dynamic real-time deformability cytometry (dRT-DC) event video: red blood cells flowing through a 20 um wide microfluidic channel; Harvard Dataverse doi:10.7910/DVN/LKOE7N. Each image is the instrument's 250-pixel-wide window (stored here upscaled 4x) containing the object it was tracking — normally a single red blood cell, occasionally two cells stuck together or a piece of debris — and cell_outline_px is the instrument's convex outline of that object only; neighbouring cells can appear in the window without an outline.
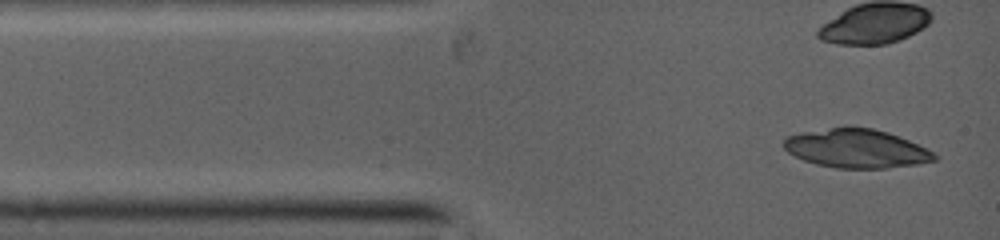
{"species": "common noctule bat (a hibernating species)", "species_latin": "Nyctalus noctula", "temperature_condition": "warm", "stored_images_in_passage": 8, "camera_frame_rate_fps": 5000, "um_per_image_px": 0.085, "animal": {"sex": "female", "body_mass_g": 19.0, "forearm_length_mm": 53.3}, "frame": {"image": 1, "passage_image": 1, "time_ms": 0.0, "image_size_px": [1000, 240], "cell_outline_px": [[936, 160], [916, 164], [884, 168], [840, 168], [816, 164], [804, 160], [788, 152], [784, 148], [784, 140], [788, 136], [832, 128], [872, 128], [888, 132], [908, 140], [932, 152], [936, 156]], "centroid_in_image_um": [72.8, 12.64], "position_along_channel_um": 12.2, "area_um2": 33.0}}